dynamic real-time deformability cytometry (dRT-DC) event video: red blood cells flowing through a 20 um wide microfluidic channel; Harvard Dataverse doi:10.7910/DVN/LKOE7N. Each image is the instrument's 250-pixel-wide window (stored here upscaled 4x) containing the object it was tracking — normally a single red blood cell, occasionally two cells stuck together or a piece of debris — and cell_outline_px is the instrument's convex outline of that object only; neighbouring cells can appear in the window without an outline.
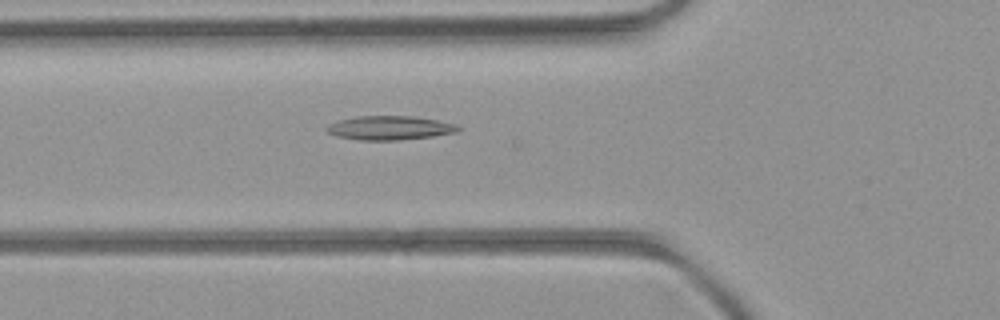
{"species": "common noctule bat (a hibernating species)", "species_latin": "Nyctalus noctula", "temperature_condition": "room temperature", "stored_images_in_passage": 4, "camera_frame_rate_fps": 3000, "um_per_image_px": 0.085, "animal": {"sex": "female", "body_mass_g": 21.9}, "frame": {"image": 1, "passage_image": 3, "time_ms": 0.667, "image_size_px": [1000, 320], "cell_outline_px": [[460, 128], [456, 132], [432, 136], [400, 140], [360, 140], [336, 136], [328, 132], [324, 128], [328, 124], [340, 120], [356, 116], [412, 116], [436, 120], [456, 124]], "centroid_in_image_um": [33.09, 10.87], "position_along_channel_um": 92.7, "area_um2": 18.26}}